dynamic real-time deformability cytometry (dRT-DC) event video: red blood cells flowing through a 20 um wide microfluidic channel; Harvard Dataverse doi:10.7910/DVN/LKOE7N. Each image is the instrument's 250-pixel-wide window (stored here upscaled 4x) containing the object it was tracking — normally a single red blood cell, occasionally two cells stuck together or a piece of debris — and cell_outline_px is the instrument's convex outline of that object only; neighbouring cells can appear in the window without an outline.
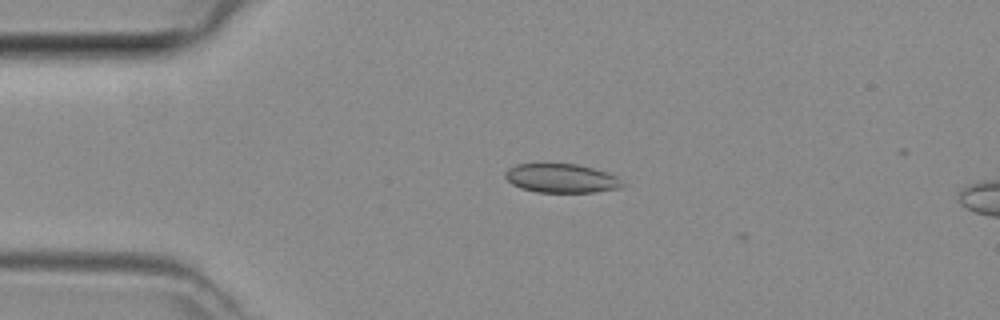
{"species": "common noctule bat (a hibernating species)", "species_latin": "Nyctalus noctula", "temperature_condition": "room temperature", "stored_images_in_passage": 6, "camera_frame_rate_fps": 3000, "um_per_image_px": 0.085, "animal": {"sex": "female", "body_mass_g": 29.2, "forearm_length_mm": 56.3}, "frame": {"image": 1, "passage_image": 2, "time_ms": 0.333, "image_size_px": [1000, 320], "cell_outline_px": [[624, 184], [620, 188], [596, 192], [536, 192], [520, 188], [512, 184], [504, 176], [504, 172], [508, 168], [516, 164], [576, 164], [608, 172], [616, 176]], "centroid_in_image_um": [47.7, 15.16], "position_along_channel_um": 37.3, "area_um2": 19.77}}